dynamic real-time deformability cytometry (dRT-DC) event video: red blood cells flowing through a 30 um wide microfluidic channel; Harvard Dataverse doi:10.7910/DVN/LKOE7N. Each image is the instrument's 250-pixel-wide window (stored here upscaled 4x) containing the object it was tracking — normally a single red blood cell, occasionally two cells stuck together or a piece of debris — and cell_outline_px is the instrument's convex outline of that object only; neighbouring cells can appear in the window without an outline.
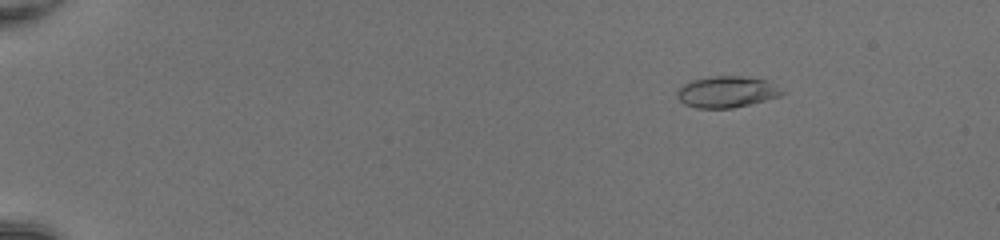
{"species": "common noctule bat (a hibernating species)", "species_latin": "Nyctalus noctula", "temperature_condition": "room temperature", "stored_images_in_passage": 52, "camera_frame_rate_fps": 3000, "um_per_image_px": 0.085, "animal": {"sex": "female", "body_mass_g": 20.0, "forearm_length_mm": 54.0}, "frame": {"image": 1, "passage_image": 9, "time_ms": 2.667, "image_size_px": [1000, 240], "cell_outline_px": [[784, 92], [780, 96], [732, 108], [696, 108], [684, 104], [676, 96], [676, 92], [684, 84], [692, 80], [716, 76], [740, 76], [768, 80]], "centroid_in_image_um": [61.75, 7.81], "position_along_channel_um": 23.3, "area_um2": 18.9}}
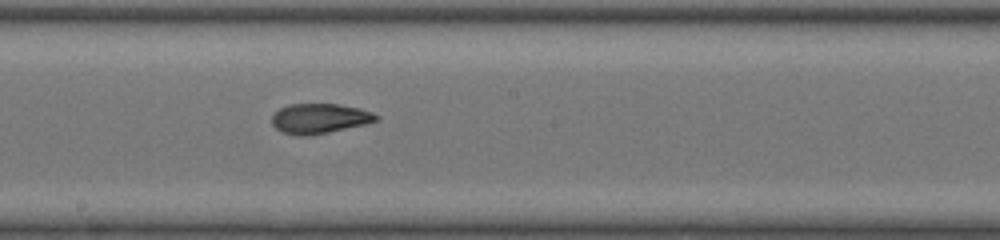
{"frame": {"image": 2, "passage_image": 32, "time_ms": 10.333, "image_size_px": [1000, 240], "cell_outline_px": [[380, 120], [364, 124], [328, 132], [308, 136], [296, 136], [280, 132], [272, 124], [272, 112], [288, 104], [336, 104], [360, 108], [372, 112], [380, 116]], "centroid_in_image_um": [27.13, 10.07], "position_along_channel_um": 221.1, "area_um2": 18.38}}
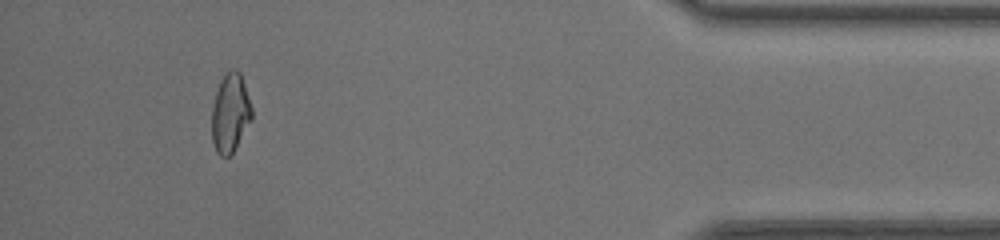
{"frame": {"image": 3, "passage_image": 49, "time_ms": 16.0, "image_size_px": [1000, 240], "cell_outline_px": [[252, 120], [232, 156], [220, 156], [216, 152], [212, 140], [212, 108], [216, 92], [220, 80], [232, 68], [236, 68], [240, 72], [252, 108]], "centroid_in_image_um": [19.58, 9.65], "position_along_channel_um": 415.6, "area_um2": 18.55}, "authors_computed_cell_mechanics": {"area_um2": 18.7272, "velocity_mm_per_s": 4.2765, "shape_relaxation_time_tau1_ms": 8.7325, "shape_relaxation_time_tau2_ms": 1.0234, "deformation_change_tau1": 0.2933, "deformation_change_tau2": 0.0705}}